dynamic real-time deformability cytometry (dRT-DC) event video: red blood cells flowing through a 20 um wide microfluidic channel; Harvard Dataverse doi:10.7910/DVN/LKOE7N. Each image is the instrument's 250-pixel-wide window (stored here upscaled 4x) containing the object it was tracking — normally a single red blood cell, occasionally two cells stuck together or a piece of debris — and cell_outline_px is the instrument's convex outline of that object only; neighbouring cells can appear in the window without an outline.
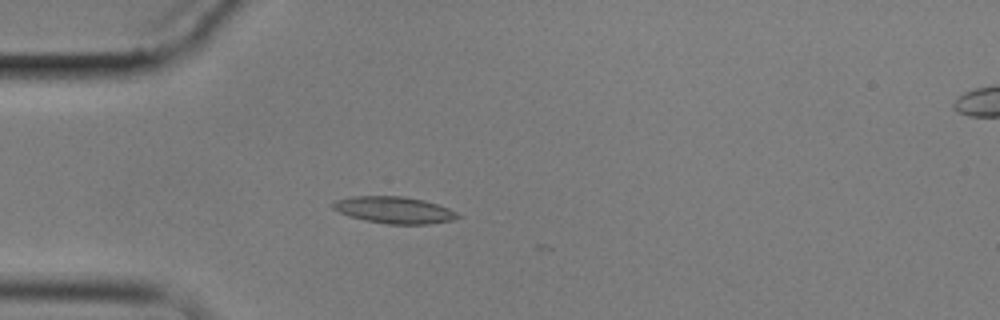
{"species": "common noctule bat (a hibernating species)", "species_latin": "Nyctalus noctula", "temperature_condition": "cold", "stored_images_in_passage": 5, "camera_frame_rate_fps": 3000, "um_per_image_px": 0.085, "animal": {"sex": "male", "body_mass_g": 17.9}, "frame": {"image": 1, "passage_image": 4, "time_ms": 3.667, "image_size_px": [1000, 320], "cell_outline_px": [[460, 216], [452, 220], [428, 224], [388, 224], [364, 220], [348, 216], [332, 208], [332, 200], [352, 196], [404, 196], [424, 200], [448, 208], [456, 212]], "centroid_in_image_um": [33.45, 17.84], "position_along_channel_um": 51.5, "area_um2": 19.48}}